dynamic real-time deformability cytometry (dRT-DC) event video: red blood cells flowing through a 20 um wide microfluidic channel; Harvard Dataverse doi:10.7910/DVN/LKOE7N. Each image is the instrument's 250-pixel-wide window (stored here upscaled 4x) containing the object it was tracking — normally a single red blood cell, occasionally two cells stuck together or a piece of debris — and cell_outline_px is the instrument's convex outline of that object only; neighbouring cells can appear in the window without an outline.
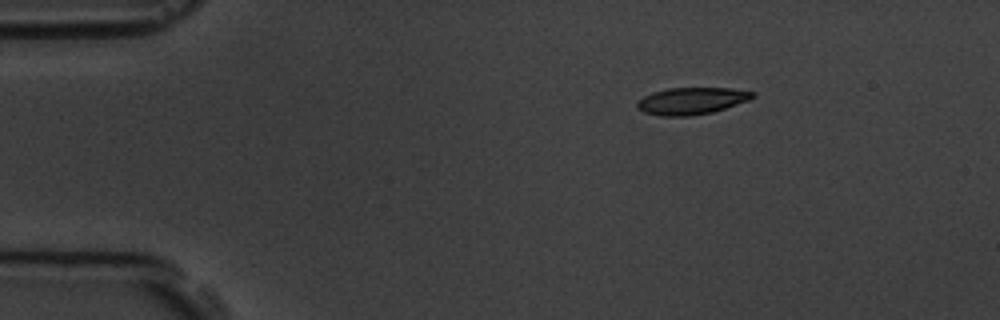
{"species": "common noctule bat (a hibernating species)", "species_latin": "Nyctalus noctula", "temperature_condition": "room temperature", "stored_images_in_passage": 3, "camera_frame_rate_fps": 3000, "um_per_image_px": 0.085, "animal": {"sex": "male", "body_mass_g": 19.5, "forearm_length_mm": 54.6}, "frame": {"image": 1, "passage_image": 1, "time_ms": 0.0, "image_size_px": [1000, 320], "cell_outline_px": [[756, 96], [748, 100], [712, 112], [688, 116], [660, 116], [644, 112], [636, 108], [636, 104], [644, 96], [652, 92], [668, 88], [732, 88], [756, 92]], "centroid_in_image_um": [58.78, 8.57], "position_along_channel_um": 26.2, "area_um2": 18.09}}